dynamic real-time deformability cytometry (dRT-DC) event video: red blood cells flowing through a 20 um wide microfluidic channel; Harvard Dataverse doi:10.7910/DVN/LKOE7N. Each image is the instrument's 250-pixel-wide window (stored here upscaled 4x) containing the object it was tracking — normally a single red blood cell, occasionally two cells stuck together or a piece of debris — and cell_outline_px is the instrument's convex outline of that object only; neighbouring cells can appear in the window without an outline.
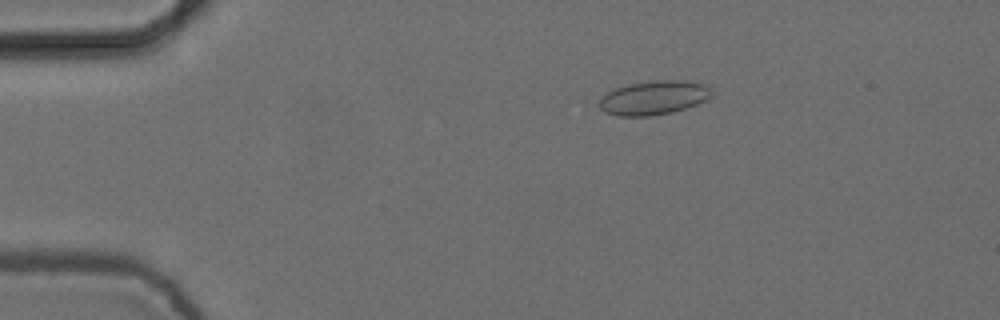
{"species": "common noctule bat (a hibernating species)", "species_latin": "Nyctalus noctula", "temperature_condition": "cold", "stored_images_in_passage": 5, "camera_frame_rate_fps": 3000, "um_per_image_px": 0.085, "animal": {"sex": "female", "body_mass_g": 24.6, "forearm_length_mm": 56.2}, "frame": {"image": 1, "passage_image": 2, "time_ms": 0.333, "image_size_px": [1000, 320], "cell_outline_px": [[712, 96], [696, 104], [672, 112], [648, 116], [616, 116], [604, 112], [596, 104], [608, 92], [616, 88], [628, 84], [656, 80], [688, 80], [708, 84], [712, 88]], "centroid_in_image_um": [55.58, 8.29], "position_along_channel_um": 29.4, "area_um2": 22.43}}
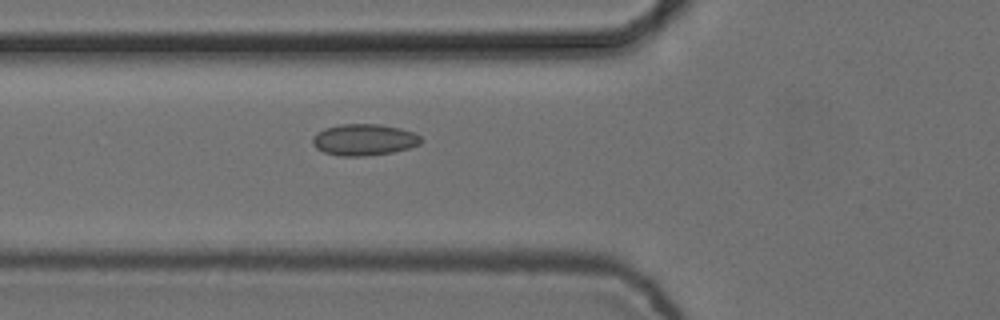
{"frame": {"image": 2, "passage_image": 5, "time_ms": 1.333, "image_size_px": [1000, 320], "cell_outline_px": [[424, 140], [420, 144], [408, 148], [392, 152], [364, 156], [340, 156], [324, 152], [316, 148], [312, 144], [312, 136], [324, 128], [340, 124], [380, 124], [400, 128], [412, 132], [420, 136]], "centroid_in_image_um": [30.93, 11.87], "position_along_channel_um": 94.9, "area_um2": 19.94}}